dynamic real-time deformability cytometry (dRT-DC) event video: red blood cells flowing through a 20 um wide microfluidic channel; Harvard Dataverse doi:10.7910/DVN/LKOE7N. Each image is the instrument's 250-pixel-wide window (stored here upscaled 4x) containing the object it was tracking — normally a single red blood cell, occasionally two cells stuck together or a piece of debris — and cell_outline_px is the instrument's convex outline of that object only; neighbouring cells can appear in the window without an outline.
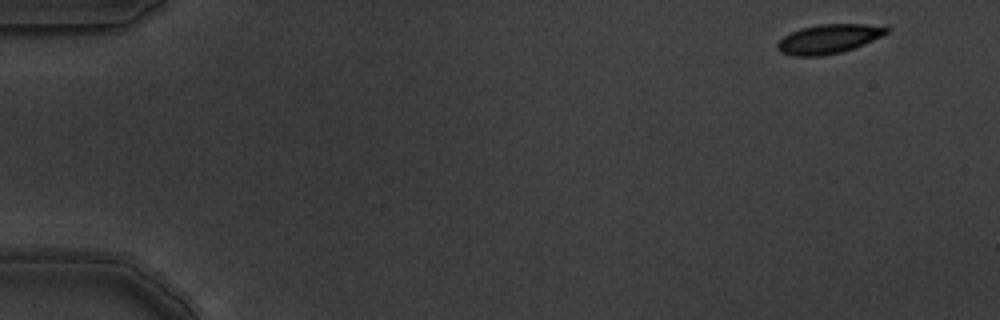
{"species": "common noctule bat (a hibernating species)", "species_latin": "Nyctalus noctula", "temperature_condition": "warm", "stored_images_in_passage": 3, "camera_frame_rate_fps": 3000, "um_per_image_px": 0.085, "animal": {"sex": "male", "body_mass_g": 19.5, "forearm_length_mm": 54.6}, "frame": {"image": 1, "passage_image": 1, "time_ms": 0.0, "image_size_px": [1000, 320], "cell_outline_px": [[888, 32], [864, 44], [840, 52], [820, 56], [792, 56], [780, 52], [776, 48], [776, 44], [784, 36], [800, 28], [816, 24], [864, 24], [888, 28]], "centroid_in_image_um": [70.36, 3.31], "position_along_channel_um": 14.6, "area_um2": 18.32}}